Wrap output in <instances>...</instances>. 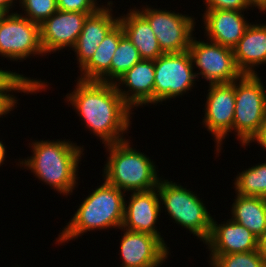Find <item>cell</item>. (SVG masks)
Returning <instances> with one entry per match:
<instances>
[{
	"instance_id": "1f68e13d",
	"label": "cell",
	"mask_w": 266,
	"mask_h": 267,
	"mask_svg": "<svg viewBox=\"0 0 266 267\" xmlns=\"http://www.w3.org/2000/svg\"><path fill=\"white\" fill-rule=\"evenodd\" d=\"M249 5L253 8H258V10L262 13L265 14L266 12V0H247Z\"/></svg>"
},
{
	"instance_id": "ffe728a7",
	"label": "cell",
	"mask_w": 266,
	"mask_h": 267,
	"mask_svg": "<svg viewBox=\"0 0 266 267\" xmlns=\"http://www.w3.org/2000/svg\"><path fill=\"white\" fill-rule=\"evenodd\" d=\"M124 30L118 22L104 37L93 56L80 68V80L111 83V60Z\"/></svg>"
},
{
	"instance_id": "3957f363",
	"label": "cell",
	"mask_w": 266,
	"mask_h": 267,
	"mask_svg": "<svg viewBox=\"0 0 266 267\" xmlns=\"http://www.w3.org/2000/svg\"><path fill=\"white\" fill-rule=\"evenodd\" d=\"M103 181L79 204L71 220L56 238L58 245L78 239L88 231L122 227L126 194L105 179Z\"/></svg>"
},
{
	"instance_id": "ba28073f",
	"label": "cell",
	"mask_w": 266,
	"mask_h": 267,
	"mask_svg": "<svg viewBox=\"0 0 266 267\" xmlns=\"http://www.w3.org/2000/svg\"><path fill=\"white\" fill-rule=\"evenodd\" d=\"M151 26L163 54L187 51L194 36L195 18L148 5L137 9ZM140 10V11H139Z\"/></svg>"
},
{
	"instance_id": "7c38bea8",
	"label": "cell",
	"mask_w": 266,
	"mask_h": 267,
	"mask_svg": "<svg viewBox=\"0 0 266 267\" xmlns=\"http://www.w3.org/2000/svg\"><path fill=\"white\" fill-rule=\"evenodd\" d=\"M123 231L120 241V267H159L169 255V247L157 236L126 230Z\"/></svg>"
},
{
	"instance_id": "4fadbf2b",
	"label": "cell",
	"mask_w": 266,
	"mask_h": 267,
	"mask_svg": "<svg viewBox=\"0 0 266 267\" xmlns=\"http://www.w3.org/2000/svg\"><path fill=\"white\" fill-rule=\"evenodd\" d=\"M88 13L57 10L40 25V41L44 53L73 48Z\"/></svg>"
},
{
	"instance_id": "44dd1931",
	"label": "cell",
	"mask_w": 266,
	"mask_h": 267,
	"mask_svg": "<svg viewBox=\"0 0 266 267\" xmlns=\"http://www.w3.org/2000/svg\"><path fill=\"white\" fill-rule=\"evenodd\" d=\"M124 34L138 49L141 59L156 60L162 50L148 21L135 9H130L127 15L119 17Z\"/></svg>"
},
{
	"instance_id": "f1b7e54d",
	"label": "cell",
	"mask_w": 266,
	"mask_h": 267,
	"mask_svg": "<svg viewBox=\"0 0 266 267\" xmlns=\"http://www.w3.org/2000/svg\"><path fill=\"white\" fill-rule=\"evenodd\" d=\"M206 10H237L247 11L252 7L247 0H204ZM250 7V8H249Z\"/></svg>"
},
{
	"instance_id": "2e32d148",
	"label": "cell",
	"mask_w": 266,
	"mask_h": 267,
	"mask_svg": "<svg viewBox=\"0 0 266 267\" xmlns=\"http://www.w3.org/2000/svg\"><path fill=\"white\" fill-rule=\"evenodd\" d=\"M154 79V60L141 59L117 80L115 85L126 104L131 109H136L154 104Z\"/></svg>"
},
{
	"instance_id": "ac0fdd59",
	"label": "cell",
	"mask_w": 266,
	"mask_h": 267,
	"mask_svg": "<svg viewBox=\"0 0 266 267\" xmlns=\"http://www.w3.org/2000/svg\"><path fill=\"white\" fill-rule=\"evenodd\" d=\"M205 38L208 41L232 48L243 37L251 24L244 17V11L206 10L202 14Z\"/></svg>"
},
{
	"instance_id": "9c48e42d",
	"label": "cell",
	"mask_w": 266,
	"mask_h": 267,
	"mask_svg": "<svg viewBox=\"0 0 266 267\" xmlns=\"http://www.w3.org/2000/svg\"><path fill=\"white\" fill-rule=\"evenodd\" d=\"M46 56L40 41V25L9 13L0 23V56L10 61H24L31 56Z\"/></svg>"
},
{
	"instance_id": "5b68a950",
	"label": "cell",
	"mask_w": 266,
	"mask_h": 267,
	"mask_svg": "<svg viewBox=\"0 0 266 267\" xmlns=\"http://www.w3.org/2000/svg\"><path fill=\"white\" fill-rule=\"evenodd\" d=\"M161 209L165 207L169 218L174 223L189 230L203 243L209 238L213 217L207 210L204 201L190 189L161 178L158 186Z\"/></svg>"
},
{
	"instance_id": "277c9868",
	"label": "cell",
	"mask_w": 266,
	"mask_h": 267,
	"mask_svg": "<svg viewBox=\"0 0 266 267\" xmlns=\"http://www.w3.org/2000/svg\"><path fill=\"white\" fill-rule=\"evenodd\" d=\"M130 139L104 145L109 156L103 168V179L123 192L149 191L161 179L158 168L146 154L132 148Z\"/></svg>"
},
{
	"instance_id": "7402d4cb",
	"label": "cell",
	"mask_w": 266,
	"mask_h": 267,
	"mask_svg": "<svg viewBox=\"0 0 266 267\" xmlns=\"http://www.w3.org/2000/svg\"><path fill=\"white\" fill-rule=\"evenodd\" d=\"M231 219L261 239L266 233V198L236 194Z\"/></svg>"
},
{
	"instance_id": "7a4b0ae2",
	"label": "cell",
	"mask_w": 266,
	"mask_h": 267,
	"mask_svg": "<svg viewBox=\"0 0 266 267\" xmlns=\"http://www.w3.org/2000/svg\"><path fill=\"white\" fill-rule=\"evenodd\" d=\"M34 141L29 143L32 156L17 165L30 170L38 180L60 194L66 197L72 195L78 186V164L84 155V148L66 139Z\"/></svg>"
},
{
	"instance_id": "d590c367",
	"label": "cell",
	"mask_w": 266,
	"mask_h": 267,
	"mask_svg": "<svg viewBox=\"0 0 266 267\" xmlns=\"http://www.w3.org/2000/svg\"><path fill=\"white\" fill-rule=\"evenodd\" d=\"M9 13L2 7H0V23Z\"/></svg>"
},
{
	"instance_id": "f546056e",
	"label": "cell",
	"mask_w": 266,
	"mask_h": 267,
	"mask_svg": "<svg viewBox=\"0 0 266 267\" xmlns=\"http://www.w3.org/2000/svg\"><path fill=\"white\" fill-rule=\"evenodd\" d=\"M18 104V100L14 94H0V118L13 111Z\"/></svg>"
},
{
	"instance_id": "cb8c5ba5",
	"label": "cell",
	"mask_w": 266,
	"mask_h": 267,
	"mask_svg": "<svg viewBox=\"0 0 266 267\" xmlns=\"http://www.w3.org/2000/svg\"><path fill=\"white\" fill-rule=\"evenodd\" d=\"M48 82L41 79H31L16 72L0 69V94H37L39 91H45ZM14 91V92H13Z\"/></svg>"
},
{
	"instance_id": "30bf717a",
	"label": "cell",
	"mask_w": 266,
	"mask_h": 267,
	"mask_svg": "<svg viewBox=\"0 0 266 267\" xmlns=\"http://www.w3.org/2000/svg\"><path fill=\"white\" fill-rule=\"evenodd\" d=\"M196 39L193 36L188 52L194 69L200 71L195 72L197 80L201 76L209 84L230 83L242 75L236 66L232 48Z\"/></svg>"
},
{
	"instance_id": "52a82bcc",
	"label": "cell",
	"mask_w": 266,
	"mask_h": 267,
	"mask_svg": "<svg viewBox=\"0 0 266 267\" xmlns=\"http://www.w3.org/2000/svg\"><path fill=\"white\" fill-rule=\"evenodd\" d=\"M154 69V105L188 93L197 80L188 50L162 54L154 60Z\"/></svg>"
},
{
	"instance_id": "83f0119b",
	"label": "cell",
	"mask_w": 266,
	"mask_h": 267,
	"mask_svg": "<svg viewBox=\"0 0 266 267\" xmlns=\"http://www.w3.org/2000/svg\"><path fill=\"white\" fill-rule=\"evenodd\" d=\"M97 2V0H57V8L61 11H74L90 15L103 6Z\"/></svg>"
},
{
	"instance_id": "e575fe53",
	"label": "cell",
	"mask_w": 266,
	"mask_h": 267,
	"mask_svg": "<svg viewBox=\"0 0 266 267\" xmlns=\"http://www.w3.org/2000/svg\"><path fill=\"white\" fill-rule=\"evenodd\" d=\"M6 148L4 143L0 140V167L3 165L5 159H6Z\"/></svg>"
},
{
	"instance_id": "5bb4252c",
	"label": "cell",
	"mask_w": 266,
	"mask_h": 267,
	"mask_svg": "<svg viewBox=\"0 0 266 267\" xmlns=\"http://www.w3.org/2000/svg\"><path fill=\"white\" fill-rule=\"evenodd\" d=\"M131 193L129 200L124 201L122 228L157 236L166 245L156 226L161 215L158 189Z\"/></svg>"
},
{
	"instance_id": "e0dca14e",
	"label": "cell",
	"mask_w": 266,
	"mask_h": 267,
	"mask_svg": "<svg viewBox=\"0 0 266 267\" xmlns=\"http://www.w3.org/2000/svg\"><path fill=\"white\" fill-rule=\"evenodd\" d=\"M113 1H108L106 6L100 7L96 12L88 15L83 29L71 50L75 52L79 69L93 56L106 34L119 22V17H114Z\"/></svg>"
},
{
	"instance_id": "d4e9b609",
	"label": "cell",
	"mask_w": 266,
	"mask_h": 267,
	"mask_svg": "<svg viewBox=\"0 0 266 267\" xmlns=\"http://www.w3.org/2000/svg\"><path fill=\"white\" fill-rule=\"evenodd\" d=\"M141 60L138 49L124 35L111 60V83L119 80L129 69Z\"/></svg>"
},
{
	"instance_id": "d6986e66",
	"label": "cell",
	"mask_w": 266,
	"mask_h": 267,
	"mask_svg": "<svg viewBox=\"0 0 266 267\" xmlns=\"http://www.w3.org/2000/svg\"><path fill=\"white\" fill-rule=\"evenodd\" d=\"M232 50L242 74H257L256 66L266 64V24L251 23Z\"/></svg>"
},
{
	"instance_id": "4dcf8cb0",
	"label": "cell",
	"mask_w": 266,
	"mask_h": 267,
	"mask_svg": "<svg viewBox=\"0 0 266 267\" xmlns=\"http://www.w3.org/2000/svg\"><path fill=\"white\" fill-rule=\"evenodd\" d=\"M257 142L258 145L263 147L266 151V118L263 123L260 125L258 132L252 137V139L245 145L250 146V143Z\"/></svg>"
},
{
	"instance_id": "484cf974",
	"label": "cell",
	"mask_w": 266,
	"mask_h": 267,
	"mask_svg": "<svg viewBox=\"0 0 266 267\" xmlns=\"http://www.w3.org/2000/svg\"><path fill=\"white\" fill-rule=\"evenodd\" d=\"M211 267H266L260 249L231 254H210Z\"/></svg>"
},
{
	"instance_id": "836d02e7",
	"label": "cell",
	"mask_w": 266,
	"mask_h": 267,
	"mask_svg": "<svg viewBox=\"0 0 266 267\" xmlns=\"http://www.w3.org/2000/svg\"><path fill=\"white\" fill-rule=\"evenodd\" d=\"M260 251L262 254V257L266 263V233L265 235L260 239Z\"/></svg>"
},
{
	"instance_id": "d6a6232c",
	"label": "cell",
	"mask_w": 266,
	"mask_h": 267,
	"mask_svg": "<svg viewBox=\"0 0 266 267\" xmlns=\"http://www.w3.org/2000/svg\"><path fill=\"white\" fill-rule=\"evenodd\" d=\"M15 1H17V0H0V7L4 8L8 13H10V12H12V11H10L11 8L13 10V7L15 5L14 3H17Z\"/></svg>"
},
{
	"instance_id": "6da1fadb",
	"label": "cell",
	"mask_w": 266,
	"mask_h": 267,
	"mask_svg": "<svg viewBox=\"0 0 266 267\" xmlns=\"http://www.w3.org/2000/svg\"><path fill=\"white\" fill-rule=\"evenodd\" d=\"M66 98L84 121V127L102 144L126 140L123 134L130 130L133 109L120 96L115 83L77 79L74 91Z\"/></svg>"
},
{
	"instance_id": "8fae6325",
	"label": "cell",
	"mask_w": 266,
	"mask_h": 267,
	"mask_svg": "<svg viewBox=\"0 0 266 267\" xmlns=\"http://www.w3.org/2000/svg\"><path fill=\"white\" fill-rule=\"evenodd\" d=\"M205 102L203 127L207 128L216 143L217 155L221 152L222 142L233 132L235 113V81L230 83L209 84Z\"/></svg>"
},
{
	"instance_id": "8992f818",
	"label": "cell",
	"mask_w": 266,
	"mask_h": 267,
	"mask_svg": "<svg viewBox=\"0 0 266 267\" xmlns=\"http://www.w3.org/2000/svg\"><path fill=\"white\" fill-rule=\"evenodd\" d=\"M265 87L258 74H242L235 80L233 131L241 146L252 139L266 118Z\"/></svg>"
},
{
	"instance_id": "4316f807",
	"label": "cell",
	"mask_w": 266,
	"mask_h": 267,
	"mask_svg": "<svg viewBox=\"0 0 266 267\" xmlns=\"http://www.w3.org/2000/svg\"><path fill=\"white\" fill-rule=\"evenodd\" d=\"M18 2L22 11L24 10L20 15L39 25L58 10L57 0H20Z\"/></svg>"
},
{
	"instance_id": "9a60e30c",
	"label": "cell",
	"mask_w": 266,
	"mask_h": 267,
	"mask_svg": "<svg viewBox=\"0 0 266 267\" xmlns=\"http://www.w3.org/2000/svg\"><path fill=\"white\" fill-rule=\"evenodd\" d=\"M210 254L251 252L260 249V239L245 226L228 219L223 224L212 220L211 233L204 242Z\"/></svg>"
},
{
	"instance_id": "603a6c76",
	"label": "cell",
	"mask_w": 266,
	"mask_h": 267,
	"mask_svg": "<svg viewBox=\"0 0 266 267\" xmlns=\"http://www.w3.org/2000/svg\"><path fill=\"white\" fill-rule=\"evenodd\" d=\"M239 172L235 181V194L266 198V161Z\"/></svg>"
}]
</instances>
